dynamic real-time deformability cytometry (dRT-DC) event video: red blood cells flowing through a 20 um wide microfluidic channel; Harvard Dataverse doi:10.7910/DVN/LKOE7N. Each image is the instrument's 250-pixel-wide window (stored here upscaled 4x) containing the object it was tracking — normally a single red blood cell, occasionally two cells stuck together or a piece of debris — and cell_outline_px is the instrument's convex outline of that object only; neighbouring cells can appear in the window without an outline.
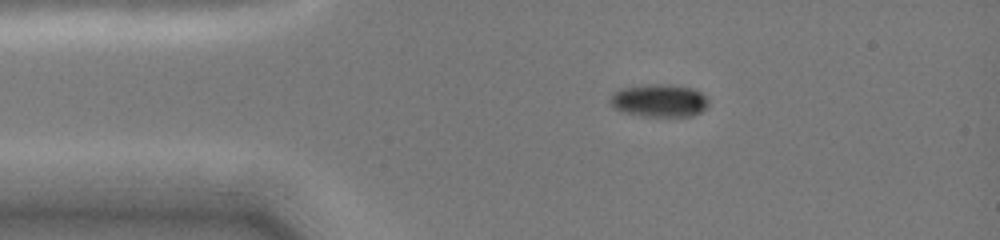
{"species": "common noctule bat (a hibernating species)", "species_latin": "Nyctalus noctula", "temperature_condition": "cold", "stored_images_in_passage": 5, "camera_frame_rate_fps": 3000, "um_per_image_px": 0.085, "animal": {"sex": "female", "body_mass_g": 19.0, "forearm_length_mm": 51.5}, "frame": {"image": 1, "passage_image": 3, "time_ms": 2.0, "image_size_px": [1000, 240], "cell_outline_px": [[708, 108], [692, 116], [640, 116], [620, 112], [612, 108], [608, 104], [612, 92], [620, 88], [644, 84], [668, 84], [692, 88], [700, 92], [708, 100]], "centroid_in_image_um": [55.96, 8.55], "position_along_channel_um": 29.0, "area_um2": 19.25}}